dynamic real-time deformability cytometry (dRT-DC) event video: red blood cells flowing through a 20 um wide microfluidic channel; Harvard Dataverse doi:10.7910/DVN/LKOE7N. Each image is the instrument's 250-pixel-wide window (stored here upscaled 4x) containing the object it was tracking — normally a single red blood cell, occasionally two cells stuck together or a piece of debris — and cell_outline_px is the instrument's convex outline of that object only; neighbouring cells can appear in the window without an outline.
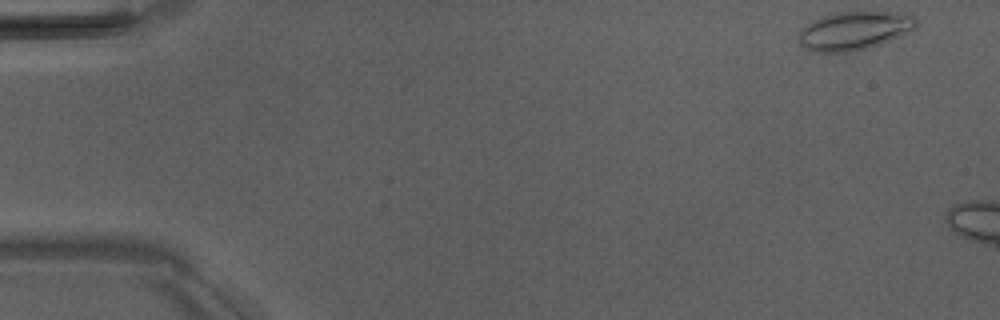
{"species": "Egyptian fruit bat (a non-hibernating species)", "species_latin": "Rousettus aegyptiacus", "temperature_condition": "room temperature", "stored_images_in_passage": 2, "camera_frame_rate_fps": 3000, "um_per_image_px": 0.085, "animal": {"sex": "male"}, "frame": {"image": 1, "passage_image": 1, "time_ms": 0.0, "image_size_px": [1000, 320], "cell_outline_px": [[916, 28], [880, 44], [868, 48], [848, 52], [812, 52], [804, 48], [800, 44], [800, 32], [812, 20], [836, 12], [904, 12], [916, 16]], "centroid_in_image_um": [72.63, 2.6], "position_along_channel_um": 12.4, "area_um2": 26.18}}